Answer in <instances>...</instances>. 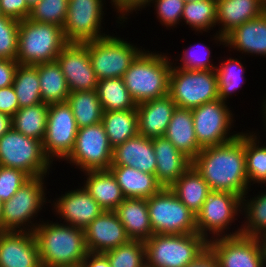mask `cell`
<instances>
[{"label": "cell", "mask_w": 266, "mask_h": 267, "mask_svg": "<svg viewBox=\"0 0 266 267\" xmlns=\"http://www.w3.org/2000/svg\"><path fill=\"white\" fill-rule=\"evenodd\" d=\"M0 267H42L33 232L0 231Z\"/></svg>", "instance_id": "cell-20"}, {"label": "cell", "mask_w": 266, "mask_h": 267, "mask_svg": "<svg viewBox=\"0 0 266 267\" xmlns=\"http://www.w3.org/2000/svg\"><path fill=\"white\" fill-rule=\"evenodd\" d=\"M67 103L71 106L78 129L102 122L103 109L97 90L70 92Z\"/></svg>", "instance_id": "cell-33"}, {"label": "cell", "mask_w": 266, "mask_h": 267, "mask_svg": "<svg viewBox=\"0 0 266 267\" xmlns=\"http://www.w3.org/2000/svg\"><path fill=\"white\" fill-rule=\"evenodd\" d=\"M84 231L87 250L92 253H104L130 240L114 211L104 210Z\"/></svg>", "instance_id": "cell-21"}, {"label": "cell", "mask_w": 266, "mask_h": 267, "mask_svg": "<svg viewBox=\"0 0 266 267\" xmlns=\"http://www.w3.org/2000/svg\"><path fill=\"white\" fill-rule=\"evenodd\" d=\"M78 127L67 102L49 104L46 133L42 141L45 156L51 161L65 160L72 152Z\"/></svg>", "instance_id": "cell-14"}, {"label": "cell", "mask_w": 266, "mask_h": 267, "mask_svg": "<svg viewBox=\"0 0 266 267\" xmlns=\"http://www.w3.org/2000/svg\"><path fill=\"white\" fill-rule=\"evenodd\" d=\"M240 214V196L235 193L210 190L200 212L196 215L197 232L207 242L215 238L240 235L239 227L234 232L232 230V233L228 230Z\"/></svg>", "instance_id": "cell-7"}, {"label": "cell", "mask_w": 266, "mask_h": 267, "mask_svg": "<svg viewBox=\"0 0 266 267\" xmlns=\"http://www.w3.org/2000/svg\"><path fill=\"white\" fill-rule=\"evenodd\" d=\"M105 0H69L63 31L68 42L84 43L107 36L102 22ZM104 10V11H103ZM106 33V34H105Z\"/></svg>", "instance_id": "cell-15"}, {"label": "cell", "mask_w": 266, "mask_h": 267, "mask_svg": "<svg viewBox=\"0 0 266 267\" xmlns=\"http://www.w3.org/2000/svg\"><path fill=\"white\" fill-rule=\"evenodd\" d=\"M41 0H26L28 6L30 8H32L33 6H35L38 2H40Z\"/></svg>", "instance_id": "cell-56"}, {"label": "cell", "mask_w": 266, "mask_h": 267, "mask_svg": "<svg viewBox=\"0 0 266 267\" xmlns=\"http://www.w3.org/2000/svg\"><path fill=\"white\" fill-rule=\"evenodd\" d=\"M0 231H2V201L0 200Z\"/></svg>", "instance_id": "cell-57"}, {"label": "cell", "mask_w": 266, "mask_h": 267, "mask_svg": "<svg viewBox=\"0 0 266 267\" xmlns=\"http://www.w3.org/2000/svg\"><path fill=\"white\" fill-rule=\"evenodd\" d=\"M20 21L0 16V59L16 60Z\"/></svg>", "instance_id": "cell-44"}, {"label": "cell", "mask_w": 266, "mask_h": 267, "mask_svg": "<svg viewBox=\"0 0 266 267\" xmlns=\"http://www.w3.org/2000/svg\"><path fill=\"white\" fill-rule=\"evenodd\" d=\"M12 128V117L0 113V137Z\"/></svg>", "instance_id": "cell-53"}, {"label": "cell", "mask_w": 266, "mask_h": 267, "mask_svg": "<svg viewBox=\"0 0 266 267\" xmlns=\"http://www.w3.org/2000/svg\"><path fill=\"white\" fill-rule=\"evenodd\" d=\"M96 90L103 111L134 110L137 108V103L132 98L122 78L99 80Z\"/></svg>", "instance_id": "cell-35"}, {"label": "cell", "mask_w": 266, "mask_h": 267, "mask_svg": "<svg viewBox=\"0 0 266 267\" xmlns=\"http://www.w3.org/2000/svg\"><path fill=\"white\" fill-rule=\"evenodd\" d=\"M19 108L42 103L37 65L19 64L12 84Z\"/></svg>", "instance_id": "cell-38"}, {"label": "cell", "mask_w": 266, "mask_h": 267, "mask_svg": "<svg viewBox=\"0 0 266 267\" xmlns=\"http://www.w3.org/2000/svg\"><path fill=\"white\" fill-rule=\"evenodd\" d=\"M102 123L113 149L139 134L136 109L103 111Z\"/></svg>", "instance_id": "cell-32"}, {"label": "cell", "mask_w": 266, "mask_h": 267, "mask_svg": "<svg viewBox=\"0 0 266 267\" xmlns=\"http://www.w3.org/2000/svg\"><path fill=\"white\" fill-rule=\"evenodd\" d=\"M69 0H41L30 10L28 19L36 22L55 24L63 28L68 12Z\"/></svg>", "instance_id": "cell-42"}, {"label": "cell", "mask_w": 266, "mask_h": 267, "mask_svg": "<svg viewBox=\"0 0 266 267\" xmlns=\"http://www.w3.org/2000/svg\"><path fill=\"white\" fill-rule=\"evenodd\" d=\"M164 136L191 160L202 150L196 139L191 109L176 107Z\"/></svg>", "instance_id": "cell-29"}, {"label": "cell", "mask_w": 266, "mask_h": 267, "mask_svg": "<svg viewBox=\"0 0 266 267\" xmlns=\"http://www.w3.org/2000/svg\"><path fill=\"white\" fill-rule=\"evenodd\" d=\"M168 95L177 108L194 109L218 100L216 70H186L172 65Z\"/></svg>", "instance_id": "cell-8"}, {"label": "cell", "mask_w": 266, "mask_h": 267, "mask_svg": "<svg viewBox=\"0 0 266 267\" xmlns=\"http://www.w3.org/2000/svg\"><path fill=\"white\" fill-rule=\"evenodd\" d=\"M224 47L241 54L266 57V12L234 28L225 36Z\"/></svg>", "instance_id": "cell-25"}, {"label": "cell", "mask_w": 266, "mask_h": 267, "mask_svg": "<svg viewBox=\"0 0 266 267\" xmlns=\"http://www.w3.org/2000/svg\"><path fill=\"white\" fill-rule=\"evenodd\" d=\"M185 1V3H187V2H198V1H203V0H184Z\"/></svg>", "instance_id": "cell-58"}, {"label": "cell", "mask_w": 266, "mask_h": 267, "mask_svg": "<svg viewBox=\"0 0 266 267\" xmlns=\"http://www.w3.org/2000/svg\"><path fill=\"white\" fill-rule=\"evenodd\" d=\"M169 188L195 215L200 212L205 198L210 192L209 185L193 165Z\"/></svg>", "instance_id": "cell-30"}, {"label": "cell", "mask_w": 266, "mask_h": 267, "mask_svg": "<svg viewBox=\"0 0 266 267\" xmlns=\"http://www.w3.org/2000/svg\"><path fill=\"white\" fill-rule=\"evenodd\" d=\"M171 56L143 50L132 61L122 77L137 104L168 95Z\"/></svg>", "instance_id": "cell-3"}, {"label": "cell", "mask_w": 266, "mask_h": 267, "mask_svg": "<svg viewBox=\"0 0 266 267\" xmlns=\"http://www.w3.org/2000/svg\"><path fill=\"white\" fill-rule=\"evenodd\" d=\"M113 148L106 135L103 123L78 129L75 145L64 160L80 171L109 170L112 163Z\"/></svg>", "instance_id": "cell-13"}, {"label": "cell", "mask_w": 266, "mask_h": 267, "mask_svg": "<svg viewBox=\"0 0 266 267\" xmlns=\"http://www.w3.org/2000/svg\"><path fill=\"white\" fill-rule=\"evenodd\" d=\"M227 104L218 99L191 109L196 139L201 148L222 145L240 135L241 132H230L235 127V113Z\"/></svg>", "instance_id": "cell-12"}, {"label": "cell", "mask_w": 266, "mask_h": 267, "mask_svg": "<svg viewBox=\"0 0 266 267\" xmlns=\"http://www.w3.org/2000/svg\"><path fill=\"white\" fill-rule=\"evenodd\" d=\"M109 170L115 176L125 198L148 199L163 188L155 174L127 166H110Z\"/></svg>", "instance_id": "cell-28"}, {"label": "cell", "mask_w": 266, "mask_h": 267, "mask_svg": "<svg viewBox=\"0 0 266 267\" xmlns=\"http://www.w3.org/2000/svg\"><path fill=\"white\" fill-rule=\"evenodd\" d=\"M37 69L42 102L48 105L67 102L70 91L58 62L40 63Z\"/></svg>", "instance_id": "cell-31"}, {"label": "cell", "mask_w": 266, "mask_h": 267, "mask_svg": "<svg viewBox=\"0 0 266 267\" xmlns=\"http://www.w3.org/2000/svg\"><path fill=\"white\" fill-rule=\"evenodd\" d=\"M0 10L2 15L21 21L29 17L31 8L26 0H0Z\"/></svg>", "instance_id": "cell-48"}, {"label": "cell", "mask_w": 266, "mask_h": 267, "mask_svg": "<svg viewBox=\"0 0 266 267\" xmlns=\"http://www.w3.org/2000/svg\"><path fill=\"white\" fill-rule=\"evenodd\" d=\"M256 238L259 242L261 254L266 265V230L262 231Z\"/></svg>", "instance_id": "cell-54"}, {"label": "cell", "mask_w": 266, "mask_h": 267, "mask_svg": "<svg viewBox=\"0 0 266 267\" xmlns=\"http://www.w3.org/2000/svg\"><path fill=\"white\" fill-rule=\"evenodd\" d=\"M202 47V48H201ZM197 49V50H196ZM200 50V51H199ZM211 49L204 43H195L188 46L182 51L181 57L179 56V65L172 61L173 66L186 70H213L216 66L211 62Z\"/></svg>", "instance_id": "cell-43"}, {"label": "cell", "mask_w": 266, "mask_h": 267, "mask_svg": "<svg viewBox=\"0 0 266 267\" xmlns=\"http://www.w3.org/2000/svg\"><path fill=\"white\" fill-rule=\"evenodd\" d=\"M153 234L198 233L196 215L182 203L170 188L163 187L147 199Z\"/></svg>", "instance_id": "cell-11"}, {"label": "cell", "mask_w": 266, "mask_h": 267, "mask_svg": "<svg viewBox=\"0 0 266 267\" xmlns=\"http://www.w3.org/2000/svg\"><path fill=\"white\" fill-rule=\"evenodd\" d=\"M104 254L111 267H145L146 251L142 241L129 240L117 248L110 249Z\"/></svg>", "instance_id": "cell-41"}, {"label": "cell", "mask_w": 266, "mask_h": 267, "mask_svg": "<svg viewBox=\"0 0 266 267\" xmlns=\"http://www.w3.org/2000/svg\"><path fill=\"white\" fill-rule=\"evenodd\" d=\"M175 109L169 95L137 104L138 133L148 138L164 136Z\"/></svg>", "instance_id": "cell-24"}, {"label": "cell", "mask_w": 266, "mask_h": 267, "mask_svg": "<svg viewBox=\"0 0 266 267\" xmlns=\"http://www.w3.org/2000/svg\"><path fill=\"white\" fill-rule=\"evenodd\" d=\"M216 25L220 26L214 42L225 45V36L241 24L254 20L266 12L265 0H216Z\"/></svg>", "instance_id": "cell-19"}, {"label": "cell", "mask_w": 266, "mask_h": 267, "mask_svg": "<svg viewBox=\"0 0 266 267\" xmlns=\"http://www.w3.org/2000/svg\"><path fill=\"white\" fill-rule=\"evenodd\" d=\"M30 178L21 169L0 166V200H9Z\"/></svg>", "instance_id": "cell-46"}, {"label": "cell", "mask_w": 266, "mask_h": 267, "mask_svg": "<svg viewBox=\"0 0 266 267\" xmlns=\"http://www.w3.org/2000/svg\"><path fill=\"white\" fill-rule=\"evenodd\" d=\"M265 96H266V94H265ZM261 104H262V106H261V108H262L261 109L262 110L261 113H262V117H263L262 121L264 120L263 121V124H264L263 126H265L264 127V129H265L264 131H266V97H264V99H263V101H262Z\"/></svg>", "instance_id": "cell-55"}, {"label": "cell", "mask_w": 266, "mask_h": 267, "mask_svg": "<svg viewBox=\"0 0 266 267\" xmlns=\"http://www.w3.org/2000/svg\"><path fill=\"white\" fill-rule=\"evenodd\" d=\"M51 161L45 156L42 142L11 128L0 137V166L18 168L30 177L49 175Z\"/></svg>", "instance_id": "cell-9"}, {"label": "cell", "mask_w": 266, "mask_h": 267, "mask_svg": "<svg viewBox=\"0 0 266 267\" xmlns=\"http://www.w3.org/2000/svg\"><path fill=\"white\" fill-rule=\"evenodd\" d=\"M229 57L227 60H219L220 64L216 66L218 80V98L222 101H229V96L236 95V92L247 81L245 78L246 66L242 64L241 59ZM240 87V88H239ZM235 93V94H234Z\"/></svg>", "instance_id": "cell-39"}, {"label": "cell", "mask_w": 266, "mask_h": 267, "mask_svg": "<svg viewBox=\"0 0 266 267\" xmlns=\"http://www.w3.org/2000/svg\"><path fill=\"white\" fill-rule=\"evenodd\" d=\"M154 6L155 14H157V19L160 21V24L164 27L171 28L177 27L181 22V17L185 5L184 0H149L147 6Z\"/></svg>", "instance_id": "cell-45"}, {"label": "cell", "mask_w": 266, "mask_h": 267, "mask_svg": "<svg viewBox=\"0 0 266 267\" xmlns=\"http://www.w3.org/2000/svg\"><path fill=\"white\" fill-rule=\"evenodd\" d=\"M148 1L149 0H110L111 5L113 6L112 8L115 11L117 10V24H121L120 26H122L124 22H128L127 16L133 14L134 11L138 13L137 11L143 10V8L147 5Z\"/></svg>", "instance_id": "cell-47"}, {"label": "cell", "mask_w": 266, "mask_h": 267, "mask_svg": "<svg viewBox=\"0 0 266 267\" xmlns=\"http://www.w3.org/2000/svg\"><path fill=\"white\" fill-rule=\"evenodd\" d=\"M186 267H219V264L212 252L207 249L194 262Z\"/></svg>", "instance_id": "cell-52"}, {"label": "cell", "mask_w": 266, "mask_h": 267, "mask_svg": "<svg viewBox=\"0 0 266 267\" xmlns=\"http://www.w3.org/2000/svg\"><path fill=\"white\" fill-rule=\"evenodd\" d=\"M84 189L105 211H114L125 199L110 170L84 171Z\"/></svg>", "instance_id": "cell-27"}, {"label": "cell", "mask_w": 266, "mask_h": 267, "mask_svg": "<svg viewBox=\"0 0 266 267\" xmlns=\"http://www.w3.org/2000/svg\"><path fill=\"white\" fill-rule=\"evenodd\" d=\"M144 244L148 267H186L208 249L198 233L153 234Z\"/></svg>", "instance_id": "cell-5"}, {"label": "cell", "mask_w": 266, "mask_h": 267, "mask_svg": "<svg viewBox=\"0 0 266 267\" xmlns=\"http://www.w3.org/2000/svg\"><path fill=\"white\" fill-rule=\"evenodd\" d=\"M208 249L219 267H265L256 237L237 235L220 237L208 242Z\"/></svg>", "instance_id": "cell-16"}, {"label": "cell", "mask_w": 266, "mask_h": 267, "mask_svg": "<svg viewBox=\"0 0 266 267\" xmlns=\"http://www.w3.org/2000/svg\"><path fill=\"white\" fill-rule=\"evenodd\" d=\"M56 221L40 220L33 231L41 266L80 267L88 253L85 231Z\"/></svg>", "instance_id": "cell-2"}, {"label": "cell", "mask_w": 266, "mask_h": 267, "mask_svg": "<svg viewBox=\"0 0 266 267\" xmlns=\"http://www.w3.org/2000/svg\"><path fill=\"white\" fill-rule=\"evenodd\" d=\"M19 109V102L12 85L0 88V113L12 117Z\"/></svg>", "instance_id": "cell-49"}, {"label": "cell", "mask_w": 266, "mask_h": 267, "mask_svg": "<svg viewBox=\"0 0 266 267\" xmlns=\"http://www.w3.org/2000/svg\"><path fill=\"white\" fill-rule=\"evenodd\" d=\"M46 177H31L9 200L2 202V231L33 232L36 229L39 222L34 220L48 200L45 198Z\"/></svg>", "instance_id": "cell-6"}, {"label": "cell", "mask_w": 266, "mask_h": 267, "mask_svg": "<svg viewBox=\"0 0 266 267\" xmlns=\"http://www.w3.org/2000/svg\"><path fill=\"white\" fill-rule=\"evenodd\" d=\"M78 188L68 190L65 195L61 194V196H58L59 198H54L51 206L53 205L54 214L57 217L59 216V222L64 220L63 224L84 230L104 209L83 186H78Z\"/></svg>", "instance_id": "cell-18"}, {"label": "cell", "mask_w": 266, "mask_h": 267, "mask_svg": "<svg viewBox=\"0 0 266 267\" xmlns=\"http://www.w3.org/2000/svg\"><path fill=\"white\" fill-rule=\"evenodd\" d=\"M80 267H111L104 253L88 252Z\"/></svg>", "instance_id": "cell-51"}, {"label": "cell", "mask_w": 266, "mask_h": 267, "mask_svg": "<svg viewBox=\"0 0 266 267\" xmlns=\"http://www.w3.org/2000/svg\"><path fill=\"white\" fill-rule=\"evenodd\" d=\"M156 158V178L169 188L192 165V160L180 152L165 136L152 138Z\"/></svg>", "instance_id": "cell-22"}, {"label": "cell", "mask_w": 266, "mask_h": 267, "mask_svg": "<svg viewBox=\"0 0 266 267\" xmlns=\"http://www.w3.org/2000/svg\"><path fill=\"white\" fill-rule=\"evenodd\" d=\"M92 68L99 80L122 78L143 50L114 34L87 42Z\"/></svg>", "instance_id": "cell-10"}, {"label": "cell", "mask_w": 266, "mask_h": 267, "mask_svg": "<svg viewBox=\"0 0 266 267\" xmlns=\"http://www.w3.org/2000/svg\"><path fill=\"white\" fill-rule=\"evenodd\" d=\"M216 0L187 2L184 5L181 22L197 33L208 32L216 27Z\"/></svg>", "instance_id": "cell-40"}, {"label": "cell", "mask_w": 266, "mask_h": 267, "mask_svg": "<svg viewBox=\"0 0 266 267\" xmlns=\"http://www.w3.org/2000/svg\"><path fill=\"white\" fill-rule=\"evenodd\" d=\"M210 190L235 193L241 198L250 191L245 164V132L234 140L202 148L192 160Z\"/></svg>", "instance_id": "cell-1"}, {"label": "cell", "mask_w": 266, "mask_h": 267, "mask_svg": "<svg viewBox=\"0 0 266 267\" xmlns=\"http://www.w3.org/2000/svg\"><path fill=\"white\" fill-rule=\"evenodd\" d=\"M114 212L130 240L145 242L153 235L147 199L125 198Z\"/></svg>", "instance_id": "cell-26"}, {"label": "cell", "mask_w": 266, "mask_h": 267, "mask_svg": "<svg viewBox=\"0 0 266 267\" xmlns=\"http://www.w3.org/2000/svg\"><path fill=\"white\" fill-rule=\"evenodd\" d=\"M257 133L245 132V164L250 189L252 184H266V143L261 145Z\"/></svg>", "instance_id": "cell-36"}, {"label": "cell", "mask_w": 266, "mask_h": 267, "mask_svg": "<svg viewBox=\"0 0 266 267\" xmlns=\"http://www.w3.org/2000/svg\"><path fill=\"white\" fill-rule=\"evenodd\" d=\"M19 63L13 59H0V88L10 86Z\"/></svg>", "instance_id": "cell-50"}, {"label": "cell", "mask_w": 266, "mask_h": 267, "mask_svg": "<svg viewBox=\"0 0 266 267\" xmlns=\"http://www.w3.org/2000/svg\"><path fill=\"white\" fill-rule=\"evenodd\" d=\"M110 166H127L144 173H156V158L152 138L140 134L113 149Z\"/></svg>", "instance_id": "cell-23"}, {"label": "cell", "mask_w": 266, "mask_h": 267, "mask_svg": "<svg viewBox=\"0 0 266 267\" xmlns=\"http://www.w3.org/2000/svg\"><path fill=\"white\" fill-rule=\"evenodd\" d=\"M48 110L49 105L43 102L19 108L12 116V128L42 142L46 133Z\"/></svg>", "instance_id": "cell-34"}, {"label": "cell", "mask_w": 266, "mask_h": 267, "mask_svg": "<svg viewBox=\"0 0 266 267\" xmlns=\"http://www.w3.org/2000/svg\"><path fill=\"white\" fill-rule=\"evenodd\" d=\"M70 92L96 90L99 79L95 74L87 42H69L56 58Z\"/></svg>", "instance_id": "cell-17"}, {"label": "cell", "mask_w": 266, "mask_h": 267, "mask_svg": "<svg viewBox=\"0 0 266 267\" xmlns=\"http://www.w3.org/2000/svg\"><path fill=\"white\" fill-rule=\"evenodd\" d=\"M248 193L249 191L241 198V214H244L245 222H241L240 235L256 237L266 230V190L258 191L259 194L250 199Z\"/></svg>", "instance_id": "cell-37"}, {"label": "cell", "mask_w": 266, "mask_h": 267, "mask_svg": "<svg viewBox=\"0 0 266 267\" xmlns=\"http://www.w3.org/2000/svg\"><path fill=\"white\" fill-rule=\"evenodd\" d=\"M68 43L62 27L28 18L21 20L16 61L23 65L55 61Z\"/></svg>", "instance_id": "cell-4"}]
</instances>
